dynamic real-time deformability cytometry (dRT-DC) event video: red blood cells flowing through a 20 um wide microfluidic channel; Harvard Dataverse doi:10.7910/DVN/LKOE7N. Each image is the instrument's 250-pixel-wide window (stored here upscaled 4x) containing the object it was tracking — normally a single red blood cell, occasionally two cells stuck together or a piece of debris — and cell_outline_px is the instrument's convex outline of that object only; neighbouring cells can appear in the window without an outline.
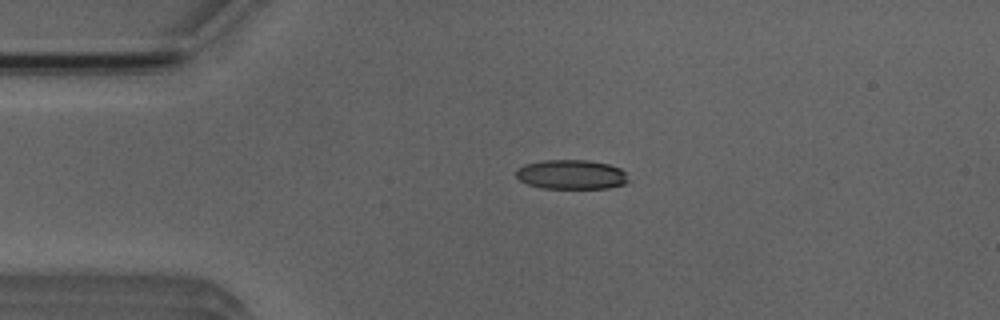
{"species": "Egyptian fruit bat (a non-hibernating species)", "species_latin": "Rousettus aegyptiacus", "temperature_condition": "room temperature", "stored_images_in_passage": 42, "camera_frame_rate_fps": 3000, "um_per_image_px": 0.085, "animal": {"sex": "male"}, "frame": {"image": 1, "passage_image": 2, "time_ms": 0.333, "image_size_px": [1000, 320], "cell_outline_px": [[628, 180], [624, 184], [608, 188], [544, 188], [528, 184], [520, 180], [516, 176], [516, 172], [524, 164], [544, 160], [588, 160], [608, 164], [620, 168], [624, 172]], "centroid_in_image_um": [48.56, 14.83], "position_along_channel_um": 36.4, "area_um2": 19.07}}
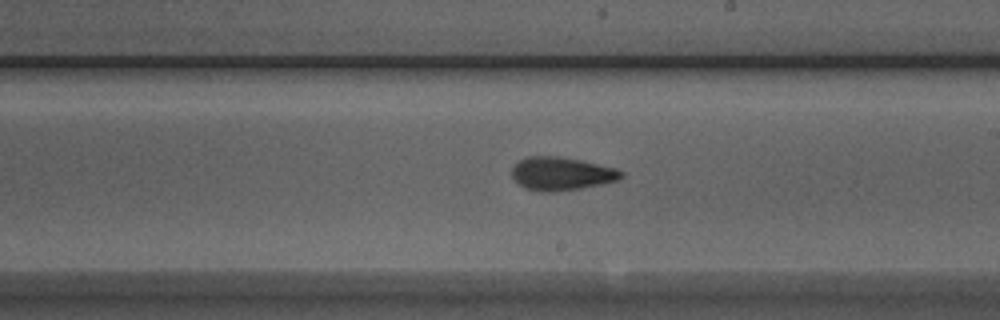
{"frame": {"image": 2, "passage_image": 20, "time_ms": 6.333, "image_size_px": [1000, 320], "cell_outline_px": [[624, 176], [620, 180], [580, 188], [552, 192], [540, 192], [524, 188], [512, 176], [512, 168], [520, 160], [528, 156], [556, 156], [580, 160], [616, 168], [624, 172]], "centroid_in_image_um": [47.74, 14.77], "position_along_channel_um": 241.3, "area_um2": 21.1}}
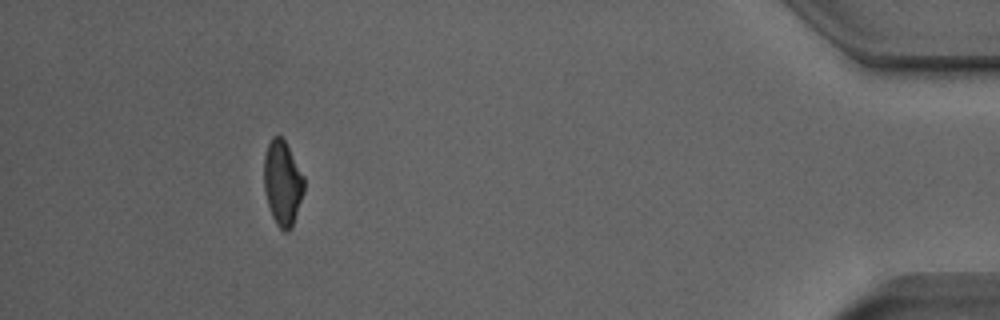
{"frame": {"image": 3, "passage_image": 38, "time_ms": 12.333, "image_size_px": [1000, 320], "cell_outline_px": [[304, 192], [292, 228], [288, 232], [284, 232], [276, 224], [272, 216], [268, 204], [264, 188], [264, 156], [268, 144], [272, 136], [280, 136], [284, 140], [304, 176]], "centroid_in_image_um": [24.02, 15.58], "position_along_channel_um": 411.2, "area_um2": 19.77}, "authors_computed_cell_mechanics": {"area_um2": 20.4323, "velocity_mm_per_s": 3.9397, "shape_relaxation_time_tau1_ms": 4.0031, "shape_relaxation_time_tau2_ms": 2.5153, "deformation_change_tau1": 0.1736, "deformation_change_tau2": 0.1064}}